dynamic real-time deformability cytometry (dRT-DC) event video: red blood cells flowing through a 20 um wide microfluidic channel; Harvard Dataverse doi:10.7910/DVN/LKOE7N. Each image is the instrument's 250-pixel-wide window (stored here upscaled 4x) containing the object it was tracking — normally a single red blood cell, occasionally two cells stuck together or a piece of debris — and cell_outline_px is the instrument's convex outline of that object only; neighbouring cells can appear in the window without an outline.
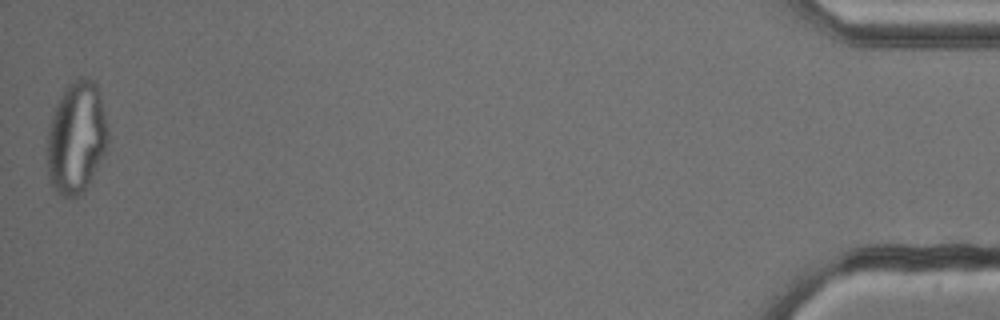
{"species": "common noctule bat (a hibernating species)", "species_latin": "Nyctalus noctula", "temperature_condition": "cold", "stored_images_in_passage": 53, "camera_frame_rate_fps": 3000, "um_per_image_px": 0.085, "animal": {"sex": "male", "body_mass_g": 13.3}, "frame": {"image": 1, "passage_image": 53, "time_ms": 17.333, "image_size_px": [1000, 320], "cell_outline_px": [[108, 140], [104, 152], [84, 192], [76, 196], [60, 196], [56, 192], [48, 180], [48, 124], [56, 104], [60, 96], [68, 84], [84, 76], [96, 80], [104, 112], [108, 132]], "centroid_in_image_um": [6.48, 11.68], "position_along_channel_um": 428.7, "area_um2": 39.54}}